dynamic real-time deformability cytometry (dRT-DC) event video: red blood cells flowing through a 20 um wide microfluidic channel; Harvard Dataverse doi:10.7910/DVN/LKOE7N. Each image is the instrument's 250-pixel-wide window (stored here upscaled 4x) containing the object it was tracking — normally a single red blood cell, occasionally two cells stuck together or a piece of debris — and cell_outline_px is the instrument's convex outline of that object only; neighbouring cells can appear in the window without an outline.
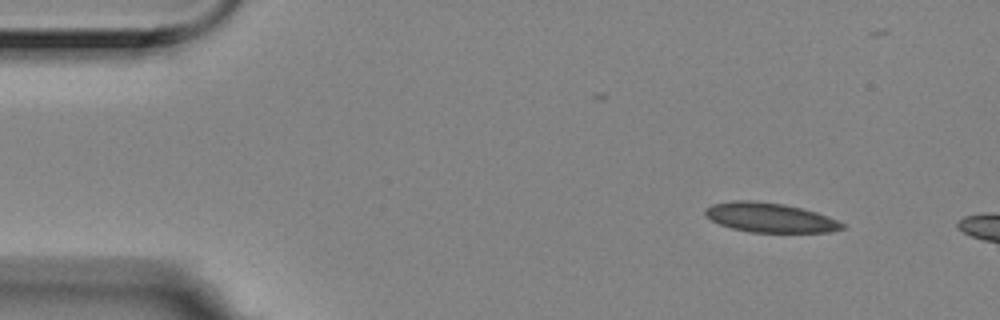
{"species": "Egyptian fruit bat (a non-hibernating species)", "species_latin": "Rousettus aegyptiacus", "temperature_condition": "room temperature", "stored_images_in_passage": 5, "camera_frame_rate_fps": 3000, "um_per_image_px": 0.085, "animal": {"sex": "female"}, "frame": {"image": 1, "passage_image": 1, "time_ms": 0.0, "image_size_px": [1000, 320], "cell_outline_px": [[844, 228], [828, 232], [748, 232], [732, 228], [720, 224], [704, 216], [704, 208], [712, 204], [732, 200], [752, 200], [784, 204], [816, 212], [836, 220], [844, 224]], "centroid_in_image_um": [65.38, 18.48], "position_along_channel_um": 19.6, "area_um2": 23.47}}
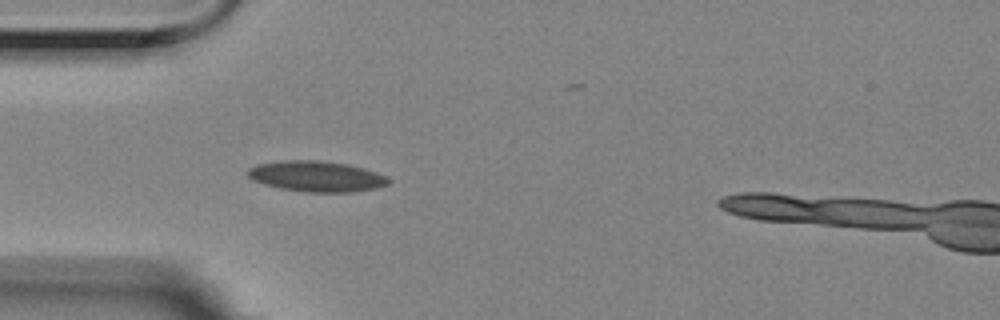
{"frame": {"image": 2, "passage_image": 4, "time_ms": 1.0, "image_size_px": [1000, 320], "cell_outline_px": [[392, 180], [388, 184], [376, 188], [352, 192], [304, 192], [280, 188], [264, 184], [252, 180], [244, 172], [248, 168], [256, 164], [284, 160], [316, 160], [348, 164], [364, 168], [376, 172]], "centroid_in_image_um": [26.86, 14.99], "position_along_channel_um": 58.1, "area_um2": 25.32}}